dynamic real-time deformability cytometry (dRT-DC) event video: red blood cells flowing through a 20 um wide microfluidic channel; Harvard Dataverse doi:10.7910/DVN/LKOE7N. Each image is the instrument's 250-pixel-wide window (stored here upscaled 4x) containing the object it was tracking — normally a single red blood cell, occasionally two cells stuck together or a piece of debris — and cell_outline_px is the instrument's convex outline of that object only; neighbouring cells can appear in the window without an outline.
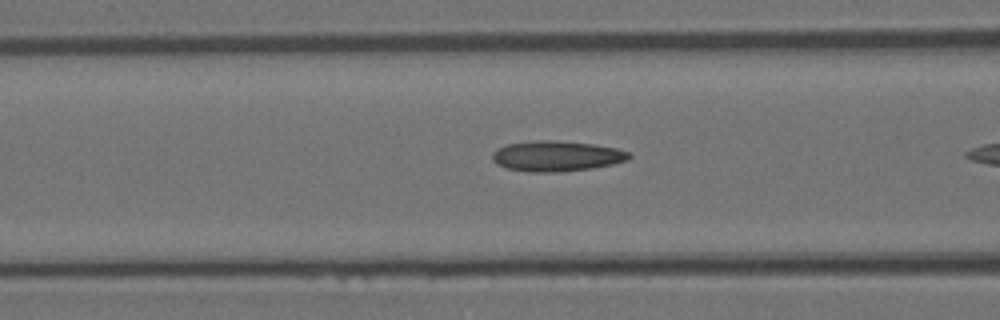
{"species": "Egyptian fruit bat (a non-hibernating species)", "species_latin": "Rousettus aegyptiacus", "temperature_condition": "room temperature", "stored_images_in_passage": 8, "camera_frame_rate_fps": 3000, "um_per_image_px": 0.085, "animal": {"sex": "female"}, "frame": {"image": 1, "passage_image": 6, "time_ms": 1.667, "image_size_px": [1000, 320], "cell_outline_px": [[632, 156], [628, 160], [612, 164], [592, 168], [560, 172], [528, 172], [504, 168], [496, 164], [492, 160], [492, 152], [496, 148], [508, 144], [540, 140], [552, 140], [592, 144], [616, 148], [632, 152]], "centroid_in_image_um": [47.29, 13.27], "position_along_channel_um": 119.3, "area_um2": 24.45}}